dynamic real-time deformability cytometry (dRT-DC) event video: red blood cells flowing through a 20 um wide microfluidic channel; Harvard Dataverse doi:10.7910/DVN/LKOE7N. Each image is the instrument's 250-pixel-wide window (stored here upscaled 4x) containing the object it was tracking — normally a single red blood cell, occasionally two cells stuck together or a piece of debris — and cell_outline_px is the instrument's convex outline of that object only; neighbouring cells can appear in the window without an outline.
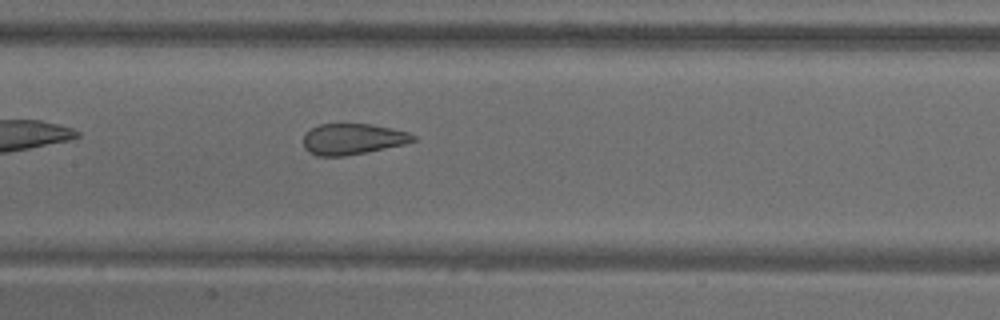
{"species": "common noctule bat (a hibernating species)", "species_latin": "Nyctalus noctula", "temperature_condition": "warm", "stored_images_in_passage": 29, "camera_frame_rate_fps": 3000, "um_per_image_px": 0.085, "animal": {"sex": "male", "body_mass_g": 18.8}, "frame": {"image": 1, "passage_image": 9, "time_ms": 2.667, "image_size_px": [1000, 320], "cell_outline_px": [[416, 140], [404, 144], [344, 156], [316, 156], [308, 152], [304, 148], [304, 132], [320, 124], [372, 124], [392, 128], [408, 132], [416, 136]], "centroid_in_image_um": [29.95, 11.81], "position_along_channel_um": 177.4, "area_um2": 19.77}}
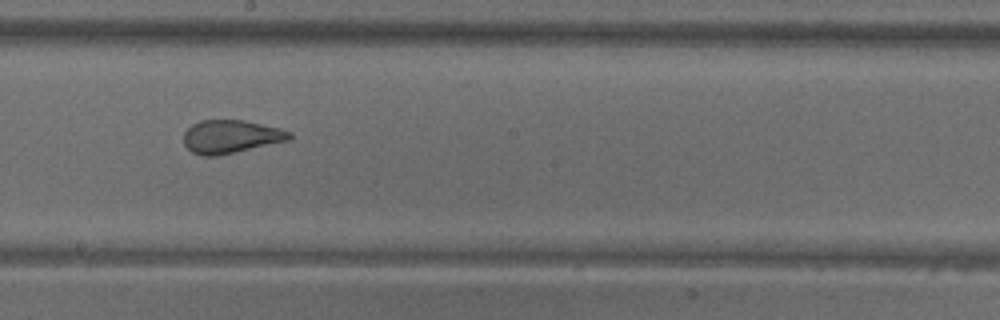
{"frame": {"image": 2, "passage_image": 13, "time_ms": 4.0, "image_size_px": [1000, 320], "cell_outline_px": [[292, 136], [288, 140], [216, 156], [200, 156], [192, 152], [184, 144], [184, 132], [192, 124], [200, 120], [244, 120], [280, 128], [292, 132]], "centroid_in_image_um": [19.6, 11.6], "position_along_channel_um": 228.6, "area_um2": 20.35}}